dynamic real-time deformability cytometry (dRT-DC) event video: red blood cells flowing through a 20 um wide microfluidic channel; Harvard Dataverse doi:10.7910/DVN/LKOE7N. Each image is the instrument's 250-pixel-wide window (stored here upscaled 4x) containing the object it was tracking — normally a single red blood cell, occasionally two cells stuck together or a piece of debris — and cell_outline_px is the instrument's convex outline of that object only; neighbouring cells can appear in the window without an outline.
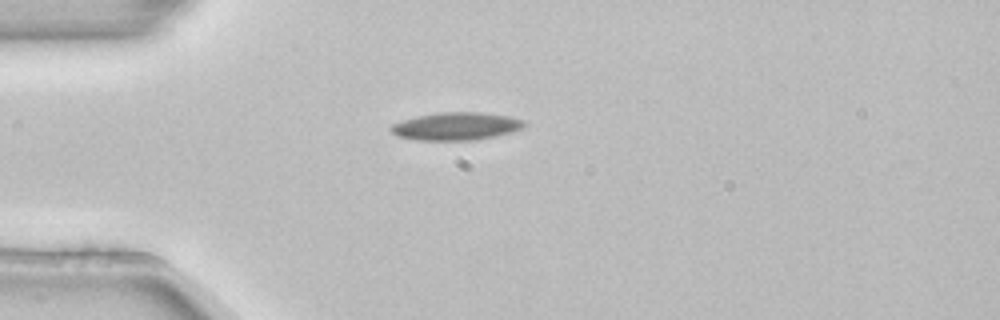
{"species": "common noctule bat (a hibernating species)", "species_latin": "Nyctalus noctula", "temperature_condition": "room temperature", "stored_images_in_passage": 2, "camera_frame_rate_fps": 3000, "um_per_image_px": 0.085, "animal": {"sex": "female", "body_mass_g": 22.7, "forearm_length_mm": 54.2}, "frame": {"image": 1, "passage_image": 2, "time_ms": 0.333, "image_size_px": [1000, 320], "cell_outline_px": [[528, 124], [512, 132], [496, 136], [472, 140], [416, 140], [396, 136], [388, 128], [392, 124], [416, 116], [440, 112], [480, 112], [508, 116], [524, 120]], "centroid_in_image_um": [38.76, 10.73], "position_along_channel_um": 46.2, "area_um2": 21.62}}